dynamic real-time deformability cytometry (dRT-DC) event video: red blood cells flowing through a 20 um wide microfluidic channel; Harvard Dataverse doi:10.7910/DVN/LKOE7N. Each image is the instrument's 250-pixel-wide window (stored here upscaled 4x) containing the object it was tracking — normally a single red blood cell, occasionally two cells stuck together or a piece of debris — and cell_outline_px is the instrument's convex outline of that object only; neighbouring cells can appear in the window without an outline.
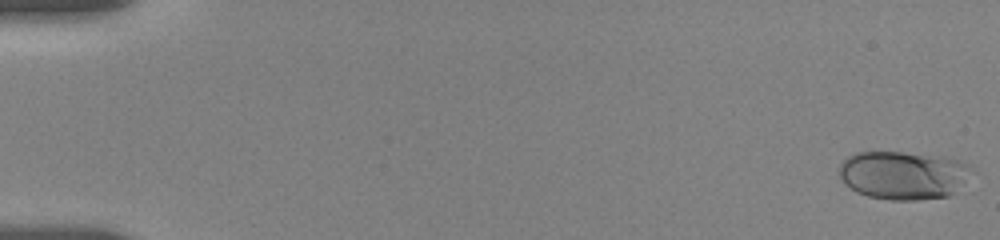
{"species": "human", "species_latin": "Homo sapiens", "temperature_condition": "room temperature", "stored_images_in_passage": 24, "camera_frame_rate_fps": 3000, "um_per_image_px": 0.085, "donor": {"sex": "female"}, "frame": {"image": 1, "passage_image": 1, "time_ms": 0.0, "image_size_px": [1000, 240], "cell_outline_px": [[968, 164], [952, 192], [948, 196], [916, 200], [888, 200], [868, 196], [856, 192], [844, 184], [840, 176], [840, 164], [848, 156], [856, 152], [900, 152], [944, 156]], "centroid_in_image_um": [76.6, 14.88], "position_along_channel_um": 8.4, "area_um2": 36.18}}
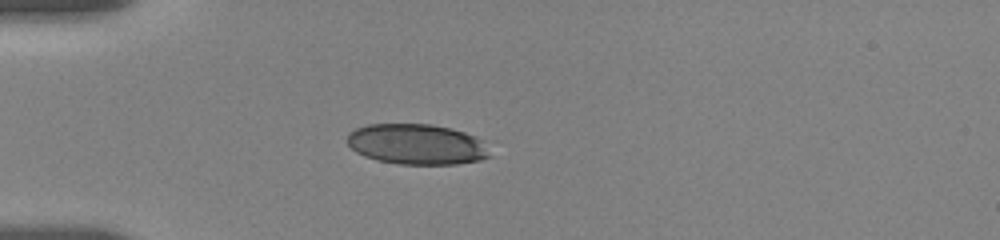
{"frame": {"image": 2, "passage_image": 20, "time_ms": 5.0, "image_size_px": [1000, 240], "cell_outline_px": [[492, 156], [480, 160], [456, 164], [400, 164], [376, 160], [364, 156], [356, 152], [348, 144], [348, 132], [356, 128], [368, 124], [428, 124], [448, 128], [464, 132], [476, 136], [484, 140]], "centroid_in_image_um": [35.45, 12.27], "position_along_channel_um": 49.6, "area_um2": 33.81}}